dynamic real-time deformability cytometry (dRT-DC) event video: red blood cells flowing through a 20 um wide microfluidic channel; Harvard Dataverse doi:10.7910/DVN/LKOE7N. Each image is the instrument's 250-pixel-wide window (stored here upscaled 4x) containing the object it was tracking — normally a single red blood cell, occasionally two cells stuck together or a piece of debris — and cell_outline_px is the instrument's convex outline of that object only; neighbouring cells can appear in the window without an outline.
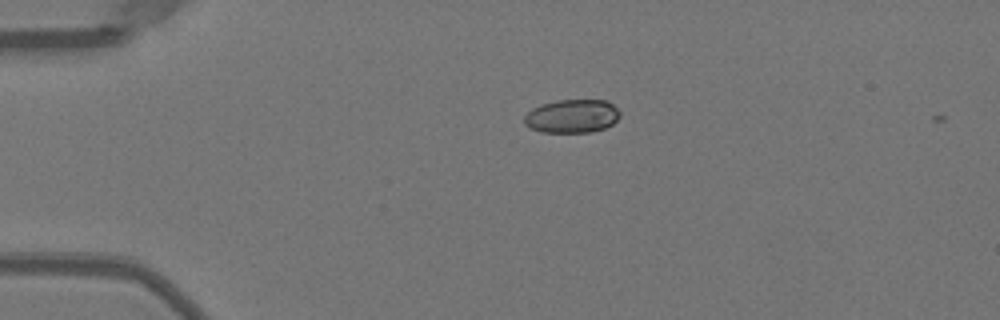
{"species": "Egyptian fruit bat (a non-hibernating species)", "species_latin": "Rousettus aegyptiacus", "temperature_condition": "warm", "stored_images_in_passage": 4, "camera_frame_rate_fps": 3000, "um_per_image_px": 0.085, "animal": {"sex": "female"}, "frame": {"image": 1, "passage_image": 1, "time_ms": 0.0, "image_size_px": [1000, 320], "cell_outline_px": [[620, 116], [612, 124], [604, 128], [592, 132], [540, 132], [524, 124], [524, 116], [532, 108], [540, 104], [556, 100], [608, 100], [620, 112]], "centroid_in_image_um": [48.61, 9.86], "position_along_channel_um": 36.4, "area_um2": 18.73}}